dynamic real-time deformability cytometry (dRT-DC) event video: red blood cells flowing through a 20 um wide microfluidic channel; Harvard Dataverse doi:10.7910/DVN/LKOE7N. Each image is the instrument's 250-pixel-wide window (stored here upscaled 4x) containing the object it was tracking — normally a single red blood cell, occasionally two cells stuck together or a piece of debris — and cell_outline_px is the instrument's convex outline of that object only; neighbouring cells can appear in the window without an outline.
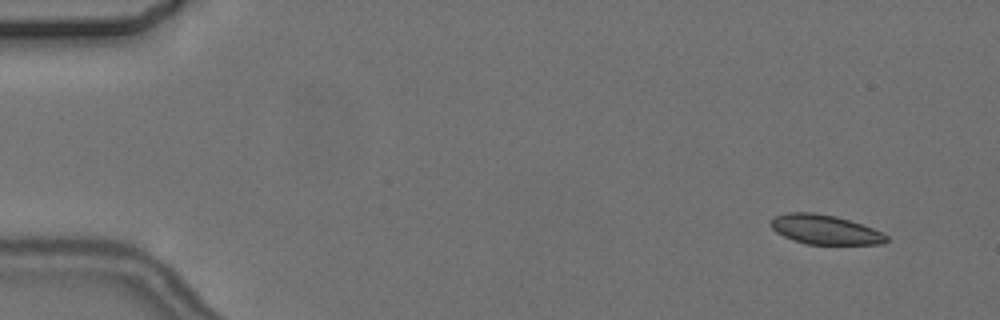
{"species": "common noctule bat (a hibernating species)", "species_latin": "Nyctalus noctula", "temperature_condition": "cold", "stored_images_in_passage": 4, "camera_frame_rate_fps": 3000, "um_per_image_px": 0.085, "animal": {"sex": "female", "body_mass_g": 24.6, "forearm_length_mm": 56.2}, "frame": {"image": 1, "passage_image": 2, "time_ms": 1.333, "image_size_px": [1000, 320], "cell_outline_px": [[888, 240], [884, 244], [808, 244], [792, 240], [776, 232], [768, 224], [776, 216], [788, 212], [812, 212], [836, 216], [872, 228], [888, 236]], "centroid_in_image_um": [70.09, 19.52], "position_along_channel_um": 14.9, "area_um2": 19.71}}